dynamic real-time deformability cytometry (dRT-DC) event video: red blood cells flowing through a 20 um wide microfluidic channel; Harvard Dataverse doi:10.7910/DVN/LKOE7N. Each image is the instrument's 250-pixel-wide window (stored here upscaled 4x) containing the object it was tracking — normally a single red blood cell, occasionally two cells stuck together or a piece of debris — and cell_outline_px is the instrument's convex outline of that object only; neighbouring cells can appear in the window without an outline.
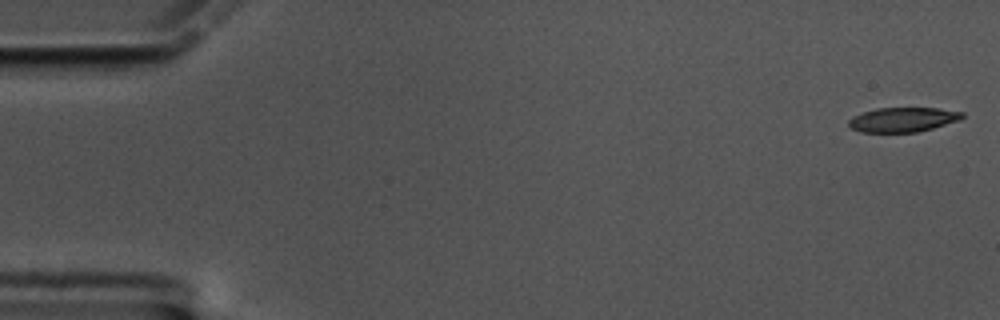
{"species": "common noctule bat (a hibernating species)", "species_latin": "Nyctalus noctula", "temperature_condition": "cold", "stored_images_in_passage": 59, "camera_frame_rate_fps": 3000, "um_per_image_px": 0.085, "animal": {"sex": "male", "body_mass_g": 17.5, "forearm_length_mm": 52.3}, "frame": {"image": 1, "passage_image": 1, "time_ms": 0.0, "image_size_px": [1000, 320], "cell_outline_px": [[964, 116], [960, 120], [932, 128], [916, 132], [860, 132], [852, 128], [848, 124], [848, 120], [852, 116], [876, 108], [940, 108], [964, 112]], "centroid_in_image_um": [76.75, 10.16], "position_along_channel_um": 8.2, "area_um2": 16.24}}
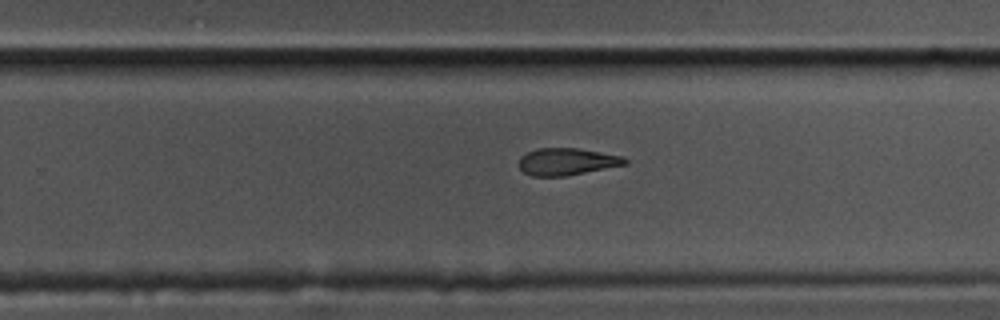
{"frame": {"image": 2, "passage_image": 37, "time_ms": 12.0, "image_size_px": [1000, 320], "cell_outline_px": [[628, 164], [568, 176], [532, 176], [524, 172], [520, 168], [520, 156], [536, 148], [576, 148], [624, 156], [628, 160]], "centroid_in_image_um": [48.22, 13.74], "position_along_channel_um": 281.6, "area_um2": 16.82}}
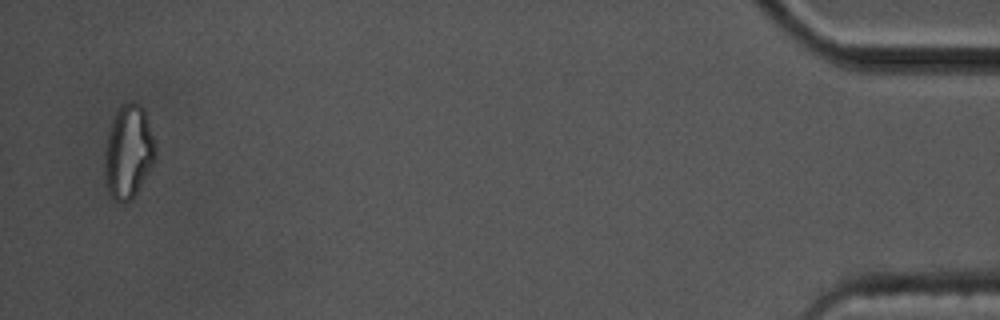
{"frame": {"image": 3, "passage_image": 57, "time_ms": 18.667, "image_size_px": [1000, 320], "cell_outline_px": [[156, 156], [152, 164], [136, 192], [124, 204], [108, 196], [104, 172], [104, 152], [108, 132], [116, 108], [132, 100], [140, 104], [144, 108], [156, 148]], "centroid_in_image_um": [10.88, 12.87], "position_along_channel_um": 424.3, "area_um2": 27.69}, "authors_computed_cell_mechanics": {"area_um2": 18.2648, "velocity_mm_per_s": 3.4114, "shape_relaxation_time_tau1_ms": 7.0239, "shape_relaxation_time_tau2_ms": 8.3938, "deformation_change_tau1": 0.1926, "deformation_change_tau2": 0.1764}}